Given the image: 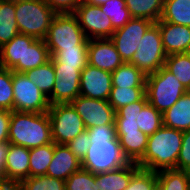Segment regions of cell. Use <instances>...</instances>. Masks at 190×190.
Wrapping results in <instances>:
<instances>
[{"label":"cell","instance_id":"cell-1","mask_svg":"<svg viewBox=\"0 0 190 190\" xmlns=\"http://www.w3.org/2000/svg\"><path fill=\"white\" fill-rule=\"evenodd\" d=\"M86 130L89 134L90 146L81 161L83 169L98 174L130 163L116 137L115 124L90 127Z\"/></svg>","mask_w":190,"mask_h":190},{"label":"cell","instance_id":"cell-2","mask_svg":"<svg viewBox=\"0 0 190 190\" xmlns=\"http://www.w3.org/2000/svg\"><path fill=\"white\" fill-rule=\"evenodd\" d=\"M182 138V131L162 126L149 136L144 156L137 164L154 172L176 169Z\"/></svg>","mask_w":190,"mask_h":190},{"label":"cell","instance_id":"cell-3","mask_svg":"<svg viewBox=\"0 0 190 190\" xmlns=\"http://www.w3.org/2000/svg\"><path fill=\"white\" fill-rule=\"evenodd\" d=\"M8 141L28 149L52 143L48 112L11 111Z\"/></svg>","mask_w":190,"mask_h":190},{"label":"cell","instance_id":"cell-4","mask_svg":"<svg viewBox=\"0 0 190 190\" xmlns=\"http://www.w3.org/2000/svg\"><path fill=\"white\" fill-rule=\"evenodd\" d=\"M16 23L20 34L44 40L57 14L43 0L15 2Z\"/></svg>","mask_w":190,"mask_h":190},{"label":"cell","instance_id":"cell-5","mask_svg":"<svg viewBox=\"0 0 190 190\" xmlns=\"http://www.w3.org/2000/svg\"><path fill=\"white\" fill-rule=\"evenodd\" d=\"M188 90L164 67L146 76L145 93L148 103L163 113Z\"/></svg>","mask_w":190,"mask_h":190},{"label":"cell","instance_id":"cell-6","mask_svg":"<svg viewBox=\"0 0 190 190\" xmlns=\"http://www.w3.org/2000/svg\"><path fill=\"white\" fill-rule=\"evenodd\" d=\"M52 56L64 48H88L89 39L73 13L56 14L44 39Z\"/></svg>","mask_w":190,"mask_h":190},{"label":"cell","instance_id":"cell-7","mask_svg":"<svg viewBox=\"0 0 190 190\" xmlns=\"http://www.w3.org/2000/svg\"><path fill=\"white\" fill-rule=\"evenodd\" d=\"M166 58L159 26L154 23L143 36L138 49L128 63L136 66L147 76L164 67Z\"/></svg>","mask_w":190,"mask_h":190},{"label":"cell","instance_id":"cell-8","mask_svg":"<svg viewBox=\"0 0 190 190\" xmlns=\"http://www.w3.org/2000/svg\"><path fill=\"white\" fill-rule=\"evenodd\" d=\"M47 112L56 144H67L86 130L82 118L70 103L50 105Z\"/></svg>","mask_w":190,"mask_h":190},{"label":"cell","instance_id":"cell-9","mask_svg":"<svg viewBox=\"0 0 190 190\" xmlns=\"http://www.w3.org/2000/svg\"><path fill=\"white\" fill-rule=\"evenodd\" d=\"M12 85L13 111L45 113L50 108L47 96L24 73L13 71Z\"/></svg>","mask_w":190,"mask_h":190},{"label":"cell","instance_id":"cell-10","mask_svg":"<svg viewBox=\"0 0 190 190\" xmlns=\"http://www.w3.org/2000/svg\"><path fill=\"white\" fill-rule=\"evenodd\" d=\"M155 22L144 18H131L110 37L123 62L128 63L138 49L143 36Z\"/></svg>","mask_w":190,"mask_h":190},{"label":"cell","instance_id":"cell-11","mask_svg":"<svg viewBox=\"0 0 190 190\" xmlns=\"http://www.w3.org/2000/svg\"><path fill=\"white\" fill-rule=\"evenodd\" d=\"M87 39L110 38L115 29L100 6L81 2L73 13Z\"/></svg>","mask_w":190,"mask_h":190},{"label":"cell","instance_id":"cell-12","mask_svg":"<svg viewBox=\"0 0 190 190\" xmlns=\"http://www.w3.org/2000/svg\"><path fill=\"white\" fill-rule=\"evenodd\" d=\"M70 104L82 118L86 129L115 124V111L108 100L87 98L79 95Z\"/></svg>","mask_w":190,"mask_h":190},{"label":"cell","instance_id":"cell-13","mask_svg":"<svg viewBox=\"0 0 190 190\" xmlns=\"http://www.w3.org/2000/svg\"><path fill=\"white\" fill-rule=\"evenodd\" d=\"M56 74L52 94L48 97L50 105L71 103L80 95V79L83 69L70 66H53Z\"/></svg>","mask_w":190,"mask_h":190},{"label":"cell","instance_id":"cell-14","mask_svg":"<svg viewBox=\"0 0 190 190\" xmlns=\"http://www.w3.org/2000/svg\"><path fill=\"white\" fill-rule=\"evenodd\" d=\"M112 89L111 72L87 64L81 71L80 95L108 100Z\"/></svg>","mask_w":190,"mask_h":190},{"label":"cell","instance_id":"cell-15","mask_svg":"<svg viewBox=\"0 0 190 190\" xmlns=\"http://www.w3.org/2000/svg\"><path fill=\"white\" fill-rule=\"evenodd\" d=\"M115 45L110 38L89 39L88 64L101 70L114 72L123 64Z\"/></svg>","mask_w":190,"mask_h":190},{"label":"cell","instance_id":"cell-16","mask_svg":"<svg viewBox=\"0 0 190 190\" xmlns=\"http://www.w3.org/2000/svg\"><path fill=\"white\" fill-rule=\"evenodd\" d=\"M166 55L190 52V27L158 21Z\"/></svg>","mask_w":190,"mask_h":190},{"label":"cell","instance_id":"cell-17","mask_svg":"<svg viewBox=\"0 0 190 190\" xmlns=\"http://www.w3.org/2000/svg\"><path fill=\"white\" fill-rule=\"evenodd\" d=\"M36 38L18 34L0 48V65L14 72L24 73L25 43H33Z\"/></svg>","mask_w":190,"mask_h":190},{"label":"cell","instance_id":"cell-18","mask_svg":"<svg viewBox=\"0 0 190 190\" xmlns=\"http://www.w3.org/2000/svg\"><path fill=\"white\" fill-rule=\"evenodd\" d=\"M82 168L81 161L71 152L66 144H56L54 155L46 175L66 181L68 177Z\"/></svg>","mask_w":190,"mask_h":190},{"label":"cell","instance_id":"cell-19","mask_svg":"<svg viewBox=\"0 0 190 190\" xmlns=\"http://www.w3.org/2000/svg\"><path fill=\"white\" fill-rule=\"evenodd\" d=\"M30 149L10 143L5 164V178L21 183L29 178Z\"/></svg>","mask_w":190,"mask_h":190},{"label":"cell","instance_id":"cell-20","mask_svg":"<svg viewBox=\"0 0 190 190\" xmlns=\"http://www.w3.org/2000/svg\"><path fill=\"white\" fill-rule=\"evenodd\" d=\"M139 169L137 163L130 162L124 167L95 174L96 185L99 186V190H124Z\"/></svg>","mask_w":190,"mask_h":190},{"label":"cell","instance_id":"cell-21","mask_svg":"<svg viewBox=\"0 0 190 190\" xmlns=\"http://www.w3.org/2000/svg\"><path fill=\"white\" fill-rule=\"evenodd\" d=\"M162 115L163 126L182 132L190 130V90Z\"/></svg>","mask_w":190,"mask_h":190},{"label":"cell","instance_id":"cell-22","mask_svg":"<svg viewBox=\"0 0 190 190\" xmlns=\"http://www.w3.org/2000/svg\"><path fill=\"white\" fill-rule=\"evenodd\" d=\"M148 103L146 94L139 100L130 103L115 112L116 133H132L139 129L141 109Z\"/></svg>","mask_w":190,"mask_h":190},{"label":"cell","instance_id":"cell-23","mask_svg":"<svg viewBox=\"0 0 190 190\" xmlns=\"http://www.w3.org/2000/svg\"><path fill=\"white\" fill-rule=\"evenodd\" d=\"M122 151L129 162L138 163L144 156L149 136L141 130L132 133H116Z\"/></svg>","mask_w":190,"mask_h":190},{"label":"cell","instance_id":"cell-24","mask_svg":"<svg viewBox=\"0 0 190 190\" xmlns=\"http://www.w3.org/2000/svg\"><path fill=\"white\" fill-rule=\"evenodd\" d=\"M112 75V87L145 88L146 75L136 66L123 63Z\"/></svg>","mask_w":190,"mask_h":190},{"label":"cell","instance_id":"cell-25","mask_svg":"<svg viewBox=\"0 0 190 190\" xmlns=\"http://www.w3.org/2000/svg\"><path fill=\"white\" fill-rule=\"evenodd\" d=\"M19 34L16 23L15 3L0 0V48Z\"/></svg>","mask_w":190,"mask_h":190},{"label":"cell","instance_id":"cell-26","mask_svg":"<svg viewBox=\"0 0 190 190\" xmlns=\"http://www.w3.org/2000/svg\"><path fill=\"white\" fill-rule=\"evenodd\" d=\"M132 18L158 22L162 16L164 0H125Z\"/></svg>","mask_w":190,"mask_h":190},{"label":"cell","instance_id":"cell-27","mask_svg":"<svg viewBox=\"0 0 190 190\" xmlns=\"http://www.w3.org/2000/svg\"><path fill=\"white\" fill-rule=\"evenodd\" d=\"M159 21L190 27V0H164Z\"/></svg>","mask_w":190,"mask_h":190},{"label":"cell","instance_id":"cell-28","mask_svg":"<svg viewBox=\"0 0 190 190\" xmlns=\"http://www.w3.org/2000/svg\"><path fill=\"white\" fill-rule=\"evenodd\" d=\"M55 143H49L30 149L29 177L46 175L54 155Z\"/></svg>","mask_w":190,"mask_h":190},{"label":"cell","instance_id":"cell-29","mask_svg":"<svg viewBox=\"0 0 190 190\" xmlns=\"http://www.w3.org/2000/svg\"><path fill=\"white\" fill-rule=\"evenodd\" d=\"M24 74L47 98L52 94L56 74L51 60L37 68L25 71Z\"/></svg>","mask_w":190,"mask_h":190},{"label":"cell","instance_id":"cell-30","mask_svg":"<svg viewBox=\"0 0 190 190\" xmlns=\"http://www.w3.org/2000/svg\"><path fill=\"white\" fill-rule=\"evenodd\" d=\"M53 66H70L83 69L88 64V48H64L56 51L50 59Z\"/></svg>","mask_w":190,"mask_h":190},{"label":"cell","instance_id":"cell-31","mask_svg":"<svg viewBox=\"0 0 190 190\" xmlns=\"http://www.w3.org/2000/svg\"><path fill=\"white\" fill-rule=\"evenodd\" d=\"M164 68L175 75L187 90H190V52L168 55Z\"/></svg>","mask_w":190,"mask_h":190},{"label":"cell","instance_id":"cell-32","mask_svg":"<svg viewBox=\"0 0 190 190\" xmlns=\"http://www.w3.org/2000/svg\"><path fill=\"white\" fill-rule=\"evenodd\" d=\"M51 59L47 44L42 39L33 43H25L24 72L44 65Z\"/></svg>","mask_w":190,"mask_h":190},{"label":"cell","instance_id":"cell-33","mask_svg":"<svg viewBox=\"0 0 190 190\" xmlns=\"http://www.w3.org/2000/svg\"><path fill=\"white\" fill-rule=\"evenodd\" d=\"M156 173L159 190H189L186 171L165 169Z\"/></svg>","mask_w":190,"mask_h":190},{"label":"cell","instance_id":"cell-34","mask_svg":"<svg viewBox=\"0 0 190 190\" xmlns=\"http://www.w3.org/2000/svg\"><path fill=\"white\" fill-rule=\"evenodd\" d=\"M145 94V88L112 87L108 102L116 112L130 103L139 101Z\"/></svg>","mask_w":190,"mask_h":190},{"label":"cell","instance_id":"cell-35","mask_svg":"<svg viewBox=\"0 0 190 190\" xmlns=\"http://www.w3.org/2000/svg\"><path fill=\"white\" fill-rule=\"evenodd\" d=\"M100 8L111 19L112 27L115 30L124 27L132 18L126 7L125 0H109L101 5Z\"/></svg>","mask_w":190,"mask_h":190},{"label":"cell","instance_id":"cell-36","mask_svg":"<svg viewBox=\"0 0 190 190\" xmlns=\"http://www.w3.org/2000/svg\"><path fill=\"white\" fill-rule=\"evenodd\" d=\"M163 126V115L151 104L147 103L140 111L139 129L150 136Z\"/></svg>","mask_w":190,"mask_h":190},{"label":"cell","instance_id":"cell-37","mask_svg":"<svg viewBox=\"0 0 190 190\" xmlns=\"http://www.w3.org/2000/svg\"><path fill=\"white\" fill-rule=\"evenodd\" d=\"M20 190H65V181L47 175L33 176L20 183Z\"/></svg>","mask_w":190,"mask_h":190},{"label":"cell","instance_id":"cell-38","mask_svg":"<svg viewBox=\"0 0 190 190\" xmlns=\"http://www.w3.org/2000/svg\"><path fill=\"white\" fill-rule=\"evenodd\" d=\"M98 188L95 174L83 168L72 173L65 181V190H99Z\"/></svg>","mask_w":190,"mask_h":190},{"label":"cell","instance_id":"cell-39","mask_svg":"<svg viewBox=\"0 0 190 190\" xmlns=\"http://www.w3.org/2000/svg\"><path fill=\"white\" fill-rule=\"evenodd\" d=\"M13 71L0 65V109L13 111Z\"/></svg>","mask_w":190,"mask_h":190},{"label":"cell","instance_id":"cell-40","mask_svg":"<svg viewBox=\"0 0 190 190\" xmlns=\"http://www.w3.org/2000/svg\"><path fill=\"white\" fill-rule=\"evenodd\" d=\"M158 188L157 173L140 168L131 178L124 190H156Z\"/></svg>","mask_w":190,"mask_h":190},{"label":"cell","instance_id":"cell-41","mask_svg":"<svg viewBox=\"0 0 190 190\" xmlns=\"http://www.w3.org/2000/svg\"><path fill=\"white\" fill-rule=\"evenodd\" d=\"M66 146L80 161H82L90 146V139L87 130L69 141Z\"/></svg>","mask_w":190,"mask_h":190},{"label":"cell","instance_id":"cell-42","mask_svg":"<svg viewBox=\"0 0 190 190\" xmlns=\"http://www.w3.org/2000/svg\"><path fill=\"white\" fill-rule=\"evenodd\" d=\"M190 168V130L183 132L180 154L176 169L186 171Z\"/></svg>","mask_w":190,"mask_h":190},{"label":"cell","instance_id":"cell-43","mask_svg":"<svg viewBox=\"0 0 190 190\" xmlns=\"http://www.w3.org/2000/svg\"><path fill=\"white\" fill-rule=\"evenodd\" d=\"M57 14L74 13L82 0H43Z\"/></svg>","mask_w":190,"mask_h":190},{"label":"cell","instance_id":"cell-44","mask_svg":"<svg viewBox=\"0 0 190 190\" xmlns=\"http://www.w3.org/2000/svg\"><path fill=\"white\" fill-rule=\"evenodd\" d=\"M11 111L0 109V142L8 141Z\"/></svg>","mask_w":190,"mask_h":190},{"label":"cell","instance_id":"cell-45","mask_svg":"<svg viewBox=\"0 0 190 190\" xmlns=\"http://www.w3.org/2000/svg\"><path fill=\"white\" fill-rule=\"evenodd\" d=\"M0 190H20V183L4 179L0 181Z\"/></svg>","mask_w":190,"mask_h":190},{"label":"cell","instance_id":"cell-46","mask_svg":"<svg viewBox=\"0 0 190 190\" xmlns=\"http://www.w3.org/2000/svg\"><path fill=\"white\" fill-rule=\"evenodd\" d=\"M10 142L9 141H1L0 142V161H6L7 154L9 151Z\"/></svg>","mask_w":190,"mask_h":190},{"label":"cell","instance_id":"cell-47","mask_svg":"<svg viewBox=\"0 0 190 190\" xmlns=\"http://www.w3.org/2000/svg\"><path fill=\"white\" fill-rule=\"evenodd\" d=\"M107 1L109 0H82L83 3H87L90 5H97V6L103 5Z\"/></svg>","mask_w":190,"mask_h":190},{"label":"cell","instance_id":"cell-48","mask_svg":"<svg viewBox=\"0 0 190 190\" xmlns=\"http://www.w3.org/2000/svg\"><path fill=\"white\" fill-rule=\"evenodd\" d=\"M5 164H6V161H0V181L6 179L5 178Z\"/></svg>","mask_w":190,"mask_h":190},{"label":"cell","instance_id":"cell-49","mask_svg":"<svg viewBox=\"0 0 190 190\" xmlns=\"http://www.w3.org/2000/svg\"><path fill=\"white\" fill-rule=\"evenodd\" d=\"M186 174L188 177V184H189V190H190V168L186 170Z\"/></svg>","mask_w":190,"mask_h":190},{"label":"cell","instance_id":"cell-50","mask_svg":"<svg viewBox=\"0 0 190 190\" xmlns=\"http://www.w3.org/2000/svg\"><path fill=\"white\" fill-rule=\"evenodd\" d=\"M7 1H12V2H20V1H23V0H7Z\"/></svg>","mask_w":190,"mask_h":190}]
</instances>
